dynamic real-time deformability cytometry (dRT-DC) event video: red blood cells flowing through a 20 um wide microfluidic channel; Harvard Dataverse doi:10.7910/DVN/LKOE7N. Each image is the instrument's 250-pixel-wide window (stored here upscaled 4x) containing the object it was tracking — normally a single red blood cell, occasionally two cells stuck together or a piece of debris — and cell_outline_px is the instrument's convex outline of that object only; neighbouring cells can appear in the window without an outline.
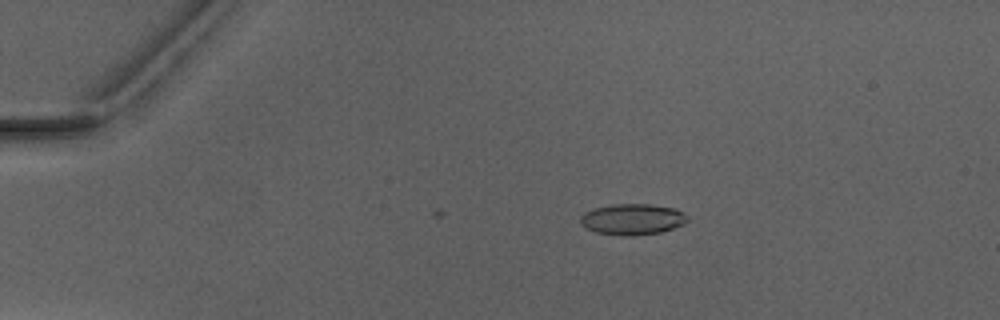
{"species": "Egyptian fruit bat (a non-hibernating species)", "species_latin": "Rousettus aegyptiacus", "temperature_condition": "warm", "stored_images_in_passage": 4, "camera_frame_rate_fps": 3000, "um_per_image_px": 0.085, "animal": {"sex": "male"}, "frame": {"image": 1, "passage_image": 3, "time_ms": 2.667, "image_size_px": [1000, 320], "cell_outline_px": [[688, 220], [684, 224], [660, 232], [624, 236], [596, 232], [580, 224], [580, 216], [584, 212], [592, 208], [612, 204], [648, 204], [676, 208], [684, 212], [688, 216]], "centroid_in_image_um": [53.75, 18.62], "position_along_channel_um": 31.2, "area_um2": 19.36}}